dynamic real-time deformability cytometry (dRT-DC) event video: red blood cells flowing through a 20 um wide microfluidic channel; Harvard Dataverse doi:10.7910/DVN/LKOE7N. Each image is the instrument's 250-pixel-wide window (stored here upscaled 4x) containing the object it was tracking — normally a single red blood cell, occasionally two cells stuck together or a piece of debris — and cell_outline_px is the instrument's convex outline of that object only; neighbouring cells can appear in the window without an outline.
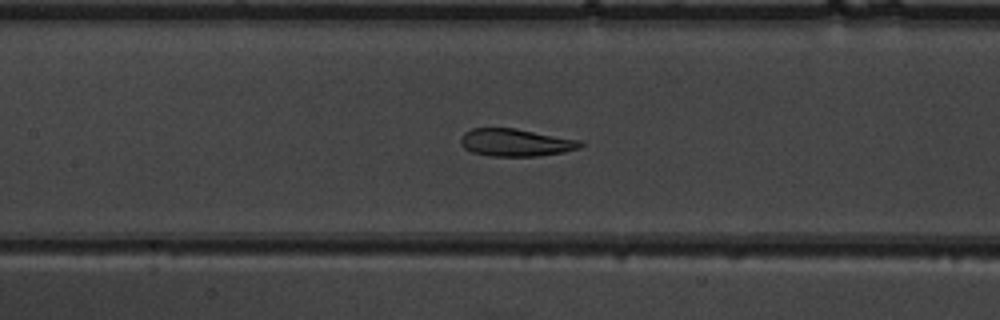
{"species": "common noctule bat (a hibernating species)", "species_latin": "Nyctalus noctula", "temperature_condition": "warm", "stored_images_in_passage": 44, "camera_frame_rate_fps": 3000, "um_per_image_px": 0.085, "animal": {"sex": "male", "body_mass_g": 19.5, "forearm_length_mm": 54.6}, "frame": {"image": 1, "passage_image": 21, "time_ms": 6.667, "image_size_px": [1000, 320], "cell_outline_px": [[584, 144], [580, 148], [564, 152], [536, 156], [492, 156], [472, 152], [464, 148], [460, 144], [460, 136], [464, 132], [472, 128], [516, 128], [580, 140]], "centroid_in_image_um": [43.81, 12.11], "position_along_channel_um": 163.6, "area_um2": 19.31}}
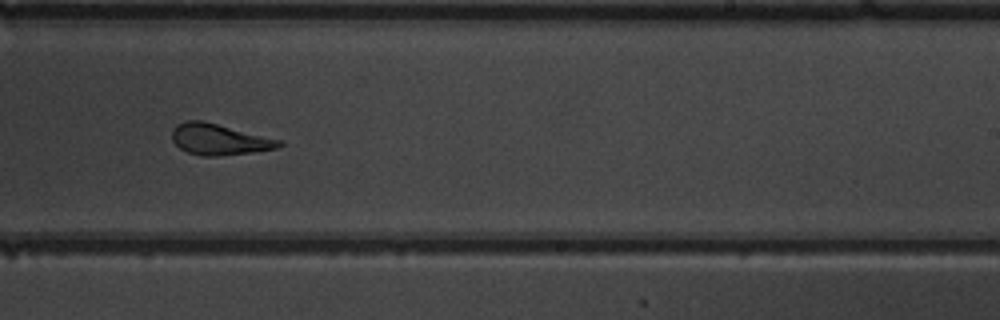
{"frame": {"image": 2, "passage_image": 29, "time_ms": 9.333, "image_size_px": [1000, 320], "cell_outline_px": [[284, 144], [276, 148], [252, 152], [216, 156], [200, 156], [188, 152], [180, 148], [172, 140], [172, 132], [176, 124], [188, 120], [204, 120], [284, 140]], "centroid_in_image_um": [18.66, 11.83], "position_along_channel_um": 270.3, "area_um2": 19.59}}
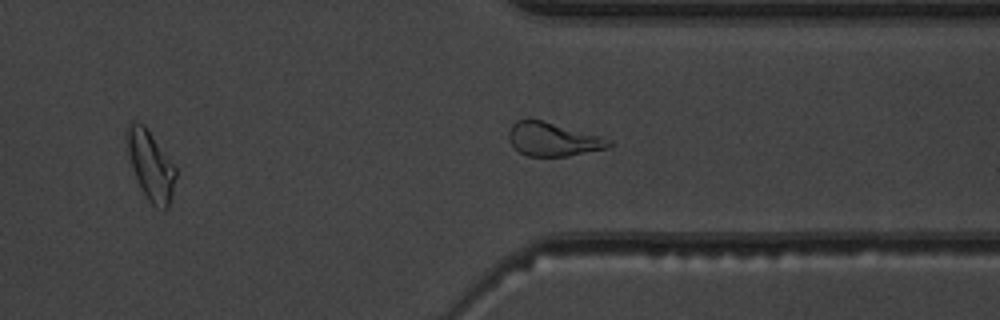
{"frame": {"image": 3, "passage_image": 36, "time_ms": 11.667, "image_size_px": [1000, 320], "cell_outline_px": [[176, 176], [172, 196], [168, 208], [164, 212], [156, 208], [148, 200], [136, 176], [128, 152], [124, 132], [128, 124], [144, 124], [176, 168]], "centroid_in_image_um": [12.82, 14.1], "position_along_channel_um": 398.6, "area_um2": 19.31}, "authors_computed_cell_mechanics": {"area_um2": 20.5479, "velocity_mm_per_s": 4.0167, "shape_relaxation_time_tau1_ms": 4.9989, "shape_relaxation_time_tau2_ms": 1.3581, "deformation_change_tau1": 0.1895, "deformation_change_tau2": 0.0801}}